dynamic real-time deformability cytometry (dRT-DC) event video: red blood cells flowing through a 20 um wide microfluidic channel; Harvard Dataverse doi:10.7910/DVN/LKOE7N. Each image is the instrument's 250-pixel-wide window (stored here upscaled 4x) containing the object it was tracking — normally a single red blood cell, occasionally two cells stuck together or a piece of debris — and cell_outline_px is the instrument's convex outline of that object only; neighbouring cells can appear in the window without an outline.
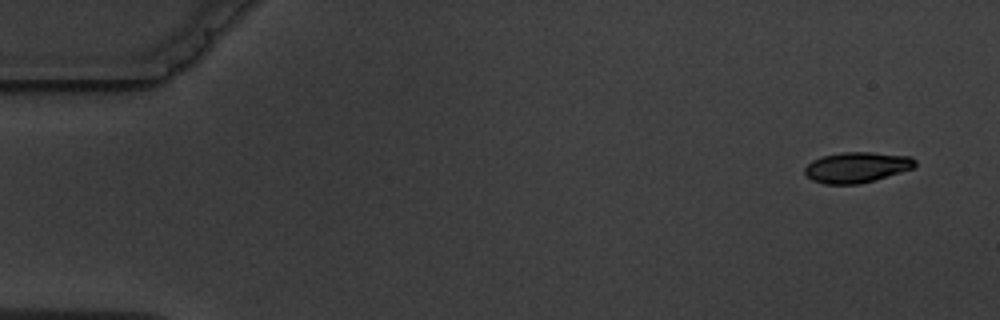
{"species": "common noctule bat (a hibernating species)", "species_latin": "Nyctalus noctula", "temperature_condition": "warm", "stored_images_in_passage": 4, "camera_frame_rate_fps": 3000, "um_per_image_px": 0.085, "animal": {"sex": "male", "body_mass_g": 19.5, "forearm_length_mm": 54.6}, "frame": {"image": 1, "passage_image": 1, "time_ms": 0.0, "image_size_px": [1000, 320], "cell_outline_px": [[916, 164], [912, 168], [900, 172], [872, 180], [856, 184], [824, 184], [812, 180], [804, 172], [804, 168], [812, 160], [824, 156], [844, 152], [872, 152], [912, 156], [916, 160]], "centroid_in_image_um": [72.82, 14.21], "position_along_channel_um": 12.2, "area_um2": 19.42}}
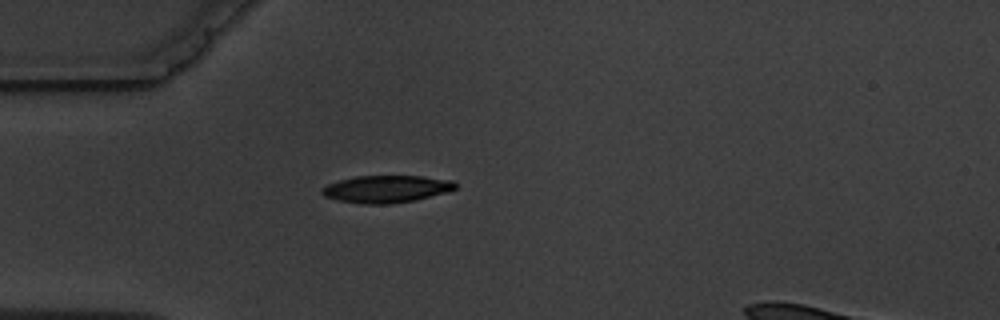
{"frame": {"image": 2, "passage_image": 4, "time_ms": 4.333, "image_size_px": [1000, 320], "cell_outline_px": [[456, 188], [448, 192], [416, 200], [392, 204], [364, 204], [340, 200], [324, 196], [320, 192], [320, 188], [328, 184], [340, 180], [356, 176], [420, 176], [452, 180], [456, 184]], "centroid_in_image_um": [32.85, 16.07], "position_along_channel_um": 52.2, "area_um2": 21.21}}